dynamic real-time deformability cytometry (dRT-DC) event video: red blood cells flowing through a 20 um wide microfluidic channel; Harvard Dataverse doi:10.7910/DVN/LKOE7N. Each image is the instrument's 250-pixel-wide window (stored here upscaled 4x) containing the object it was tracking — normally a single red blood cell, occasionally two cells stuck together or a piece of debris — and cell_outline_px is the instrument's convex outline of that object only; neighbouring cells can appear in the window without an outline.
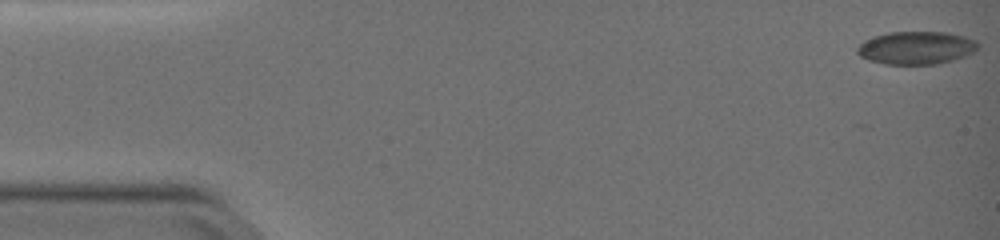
{"species": "common noctule bat (a hibernating species)", "species_latin": "Nyctalus noctula", "temperature_condition": "warm", "stored_images_in_passage": 10, "camera_frame_rate_fps": 3000, "um_per_image_px": 0.085, "animal": {"sex": "female", "body_mass_g": 19.0, "forearm_length_mm": 51.5}, "frame": {"image": 1, "passage_image": 1, "time_ms": 0.0, "image_size_px": [1000, 240], "cell_outline_px": [[980, 44], [972, 52], [964, 56], [952, 60], [936, 64], [884, 64], [868, 60], [860, 56], [856, 52], [856, 48], [860, 44], [876, 36], [888, 32], [944, 32], [964, 36], [976, 40]], "centroid_in_image_um": [77.87, 4.07], "position_along_channel_um": 7.1, "area_um2": 22.95}}
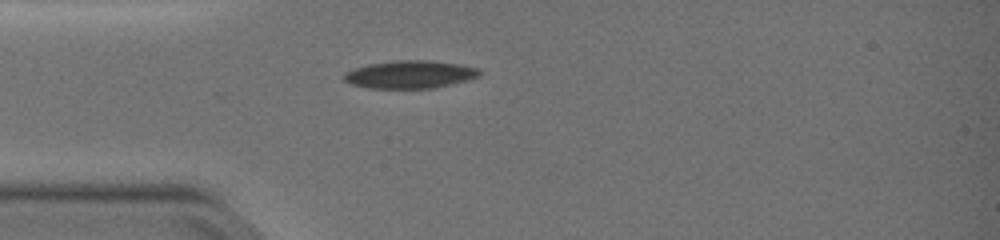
{"frame": {"image": 2, "passage_image": 10, "time_ms": 3.0, "image_size_px": [1000, 240], "cell_outline_px": [[484, 72], [480, 76], [468, 80], [452, 84], [432, 88], [368, 88], [352, 84], [344, 80], [344, 72], [368, 64], [396, 60], [428, 60], [460, 64], [480, 68]], "centroid_in_image_um": [34.91, 6.32], "position_along_channel_um": 50.1, "area_um2": 22.08}}